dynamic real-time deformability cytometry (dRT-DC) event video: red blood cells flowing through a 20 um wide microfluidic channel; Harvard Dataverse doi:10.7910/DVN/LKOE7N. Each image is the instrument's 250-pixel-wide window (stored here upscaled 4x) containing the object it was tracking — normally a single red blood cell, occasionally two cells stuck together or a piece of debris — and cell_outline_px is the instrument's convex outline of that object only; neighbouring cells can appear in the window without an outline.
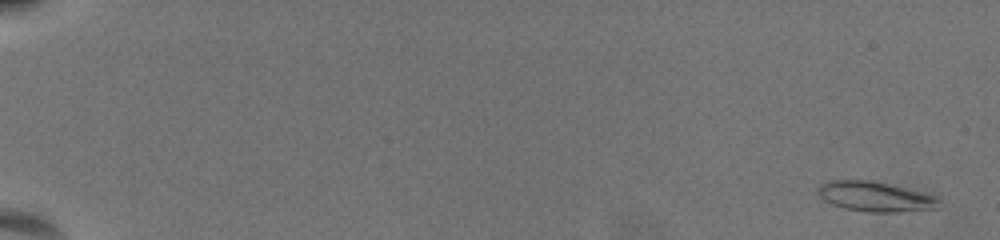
{"species": "common noctule bat (a hibernating species)", "species_latin": "Nyctalus noctula", "temperature_condition": "warm", "stored_images_in_passage": 62, "camera_frame_rate_fps": 3000, "um_per_image_px": 0.085, "animal": {"sex": "female", "body_mass_g": 19.5, "forearm_length_mm": 54.1}, "frame": {"image": 1, "passage_image": 3, "time_ms": 0.667, "image_size_px": [1000, 240], "cell_outline_px": [[940, 208], [896, 212], [868, 212], [844, 208], [832, 204], [824, 200], [816, 192], [820, 184], [828, 180], [868, 180], [932, 196], [940, 200]], "centroid_in_image_um": [74.31, 16.73], "position_along_channel_um": 10.7, "area_um2": 20.58}}
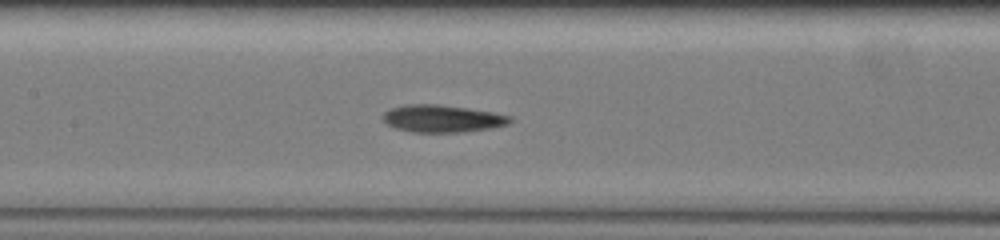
{"frame": {"image": 2, "passage_image": 34, "time_ms": 11.0, "image_size_px": [1000, 240], "cell_outline_px": [[512, 120], [508, 124], [492, 128], [464, 132], [412, 132], [396, 128], [388, 124], [384, 120], [384, 112], [392, 108], [404, 104], [436, 104], [468, 108], [492, 112], [512, 116]], "centroid_in_image_um": [37.62, 10.08], "position_along_channel_um": 169.8, "area_um2": 20.17}}
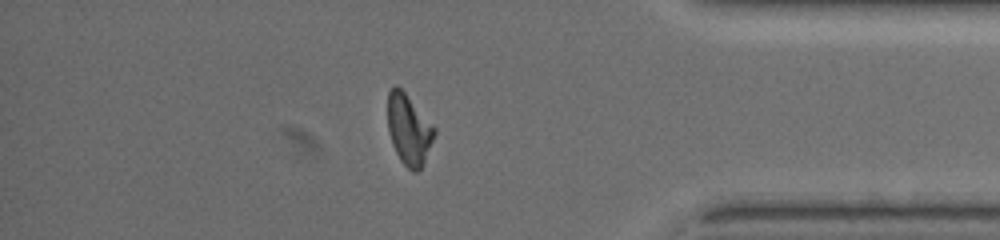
{"frame": {"image": 3, "passage_image": 55, "time_ms": 18.0, "image_size_px": [1000, 240], "cell_outline_px": [[436, 132], [424, 160], [420, 168], [416, 172], [412, 172], [400, 160], [392, 144], [388, 128], [388, 92], [396, 84], [404, 92], [436, 128]], "centroid_in_image_um": [34.74, 11.01], "position_along_channel_um": 400.5, "area_um2": 18.79}, "authors_computed_cell_mechanics": {"area_um2": 19.652, "velocity_mm_per_s": 3.5815, "shape_relaxation_time_tau1_ms": null, "shape_relaxation_time_tau2_ms": 2.7496, "deformation_change_tau1": null, "deformation_change_tau2": 0.0933}}